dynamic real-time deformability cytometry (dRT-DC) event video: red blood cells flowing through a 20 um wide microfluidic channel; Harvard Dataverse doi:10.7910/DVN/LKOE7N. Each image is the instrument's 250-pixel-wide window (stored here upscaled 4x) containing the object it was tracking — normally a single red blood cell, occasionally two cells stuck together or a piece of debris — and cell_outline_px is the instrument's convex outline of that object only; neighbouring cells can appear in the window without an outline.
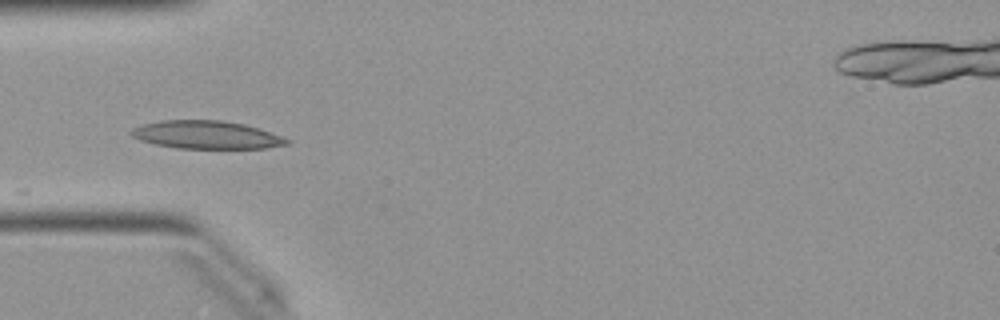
{"species": "Egyptian fruit bat (a non-hibernating species)", "species_latin": "Rousettus aegyptiacus", "temperature_condition": "warm", "stored_images_in_passage": 7, "camera_frame_rate_fps": 3000, "um_per_image_px": 0.085, "animal": {"sex": "female"}, "frame": {"image": 1, "passage_image": 1, "time_ms": 0.0, "image_size_px": [1000, 320], "cell_outline_px": [[292, 144], [268, 148], [176, 148], [156, 144], [140, 140], [132, 136], [128, 132], [132, 128], [144, 124], [160, 120], [220, 120], [244, 124], [260, 128], [292, 140]], "centroid_in_image_um": [17.59, 11.46], "position_along_channel_um": 67.4, "area_um2": 25.55}}
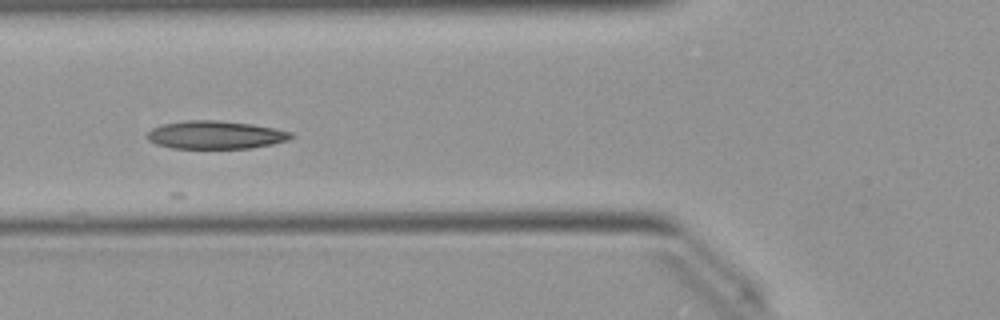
{"frame": {"image": 2, "passage_image": 4, "time_ms": 1.0, "image_size_px": [1000, 320], "cell_outline_px": [[296, 136], [288, 140], [272, 144], [252, 148], [172, 148], [156, 144], [148, 140], [144, 136], [152, 128], [160, 124], [184, 120], [220, 120], [252, 124], [276, 128], [292, 132]], "centroid_in_image_um": [18.31, 11.45], "position_along_channel_um": 107.5, "area_um2": 23.87}}